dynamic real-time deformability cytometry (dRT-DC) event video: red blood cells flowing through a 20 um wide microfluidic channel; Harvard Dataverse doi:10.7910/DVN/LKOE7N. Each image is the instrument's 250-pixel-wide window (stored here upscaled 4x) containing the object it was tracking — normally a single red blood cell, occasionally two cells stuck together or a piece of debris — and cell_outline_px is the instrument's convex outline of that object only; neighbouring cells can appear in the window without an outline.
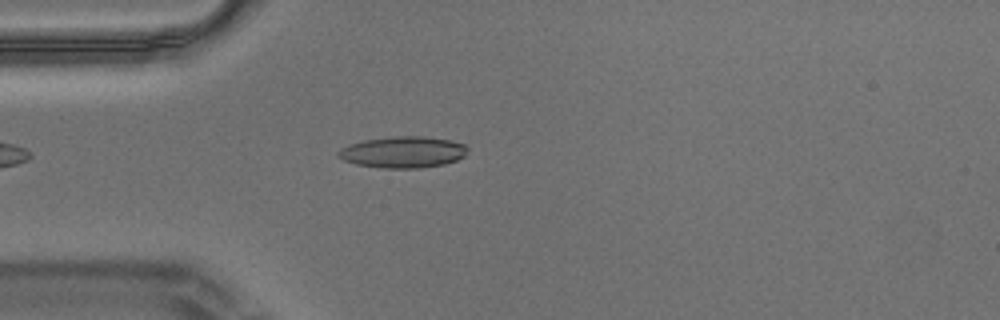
{"species": "Egyptian fruit bat (a non-hibernating species)", "species_latin": "Rousettus aegyptiacus", "temperature_condition": "warm", "stored_images_in_passage": 49, "camera_frame_rate_fps": 3000, "um_per_image_px": 0.085, "animal": {"sex": "male"}, "frame": {"image": 1, "passage_image": 7, "time_ms": 2.0, "image_size_px": [1000, 320], "cell_outline_px": [[468, 148], [464, 156], [456, 160], [444, 164], [420, 168], [380, 168], [356, 164], [344, 160], [336, 156], [336, 152], [340, 148], [348, 144], [364, 140], [392, 136], [424, 136], [448, 140], [464, 144]], "centroid_in_image_um": [34.21, 12.93], "position_along_channel_um": 50.8, "area_um2": 23.76}}
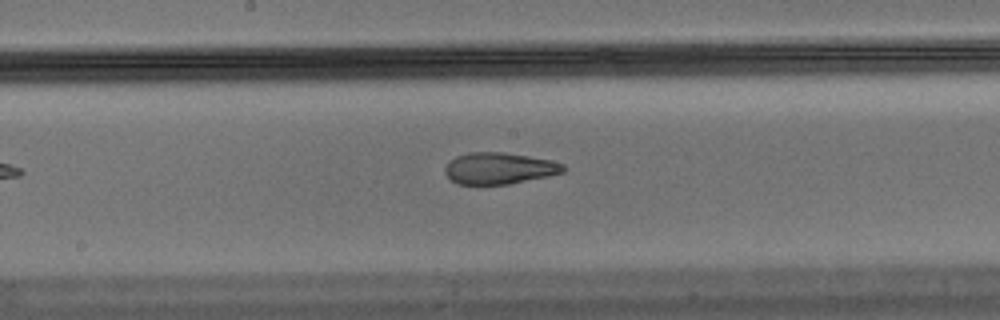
{"frame": {"image": 2, "passage_image": 21, "time_ms": 6.667, "image_size_px": [1000, 320], "cell_outline_px": [[564, 172], [548, 176], [508, 184], [456, 184], [444, 172], [444, 168], [448, 160], [456, 156], [468, 152], [500, 152], [528, 156], [552, 160], [564, 164]], "centroid_in_image_um": [42.4, 14.3], "position_along_channel_um": 205.8, "area_um2": 21.73}}
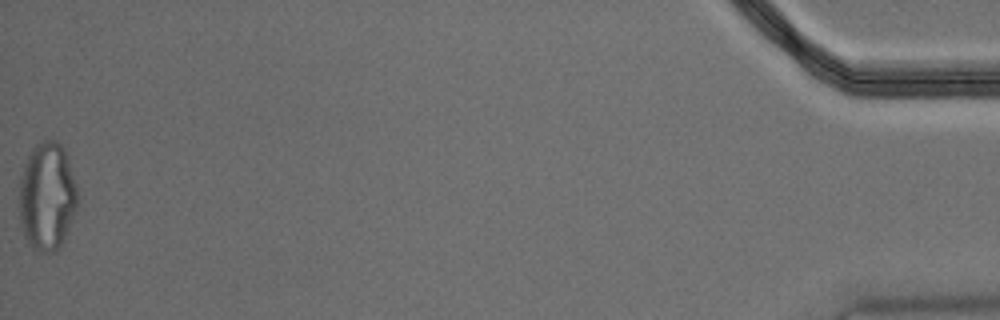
{"frame": {"image": 3, "passage_image": 49, "time_ms": 16.0, "image_size_px": [1000, 320], "cell_outline_px": [[80, 200], [76, 212], [64, 240], [60, 248], [56, 252], [36, 252], [28, 244], [24, 236], [20, 224], [20, 180], [24, 164], [32, 148], [36, 144], [44, 140], [56, 140], [64, 144], [68, 156], [76, 184]], "centroid_in_image_um": [4.04, 16.7], "position_along_channel_um": 431.2, "area_um2": 37.69}, "authors_computed_cell_mechanics": {"area_um2": 23.0044, "velocity_mm_per_s": 3.4839, "shape_relaxation_time_tau1_ms": null, "shape_relaxation_time_tau2_ms": 1.9434, "deformation_change_tau1": null, "deformation_change_tau2": 0.0881}}